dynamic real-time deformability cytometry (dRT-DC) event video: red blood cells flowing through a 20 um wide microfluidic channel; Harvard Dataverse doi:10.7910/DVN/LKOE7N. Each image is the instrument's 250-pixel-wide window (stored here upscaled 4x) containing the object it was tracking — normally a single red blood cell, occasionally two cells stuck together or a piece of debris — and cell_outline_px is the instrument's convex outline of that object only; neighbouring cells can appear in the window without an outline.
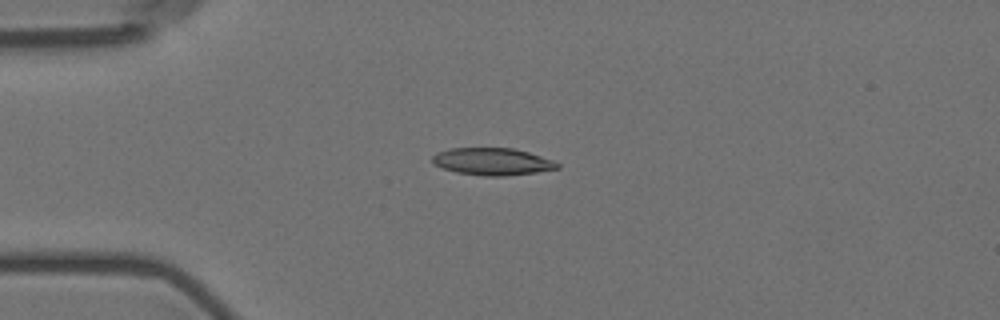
{"species": "Egyptian fruit bat (a non-hibernating species)", "species_latin": "Rousettus aegyptiacus", "temperature_condition": "room temperature", "stored_images_in_passage": 6, "camera_frame_rate_fps": 3000, "um_per_image_px": 0.085, "animal": {"sex": "female"}, "frame": {"image": 1, "passage_image": 3, "time_ms": 2.333, "image_size_px": [1000, 320], "cell_outline_px": [[560, 168], [536, 172], [504, 176], [484, 176], [456, 172], [432, 164], [432, 156], [436, 152], [448, 148], [512, 148], [528, 152], [552, 160], [560, 164]], "centroid_in_image_um": [41.82, 13.73], "position_along_channel_um": 43.2, "area_um2": 19.83}}
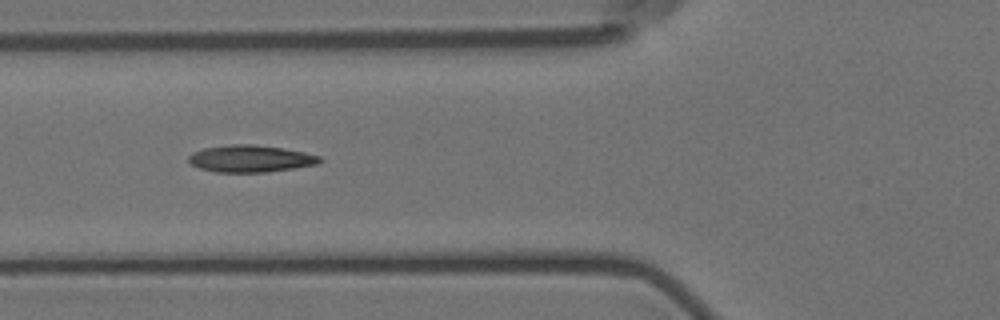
{"frame": {"image": 2, "passage_image": 5, "time_ms": 4.667, "image_size_px": [1000, 320], "cell_outline_px": [[324, 160], [320, 164], [268, 172], [216, 172], [200, 168], [192, 164], [188, 160], [188, 156], [192, 152], [204, 148], [228, 144], [256, 144], [304, 152], [320, 156]], "centroid_in_image_um": [21.31, 13.48], "position_along_channel_um": 104.5, "area_um2": 20.75}}
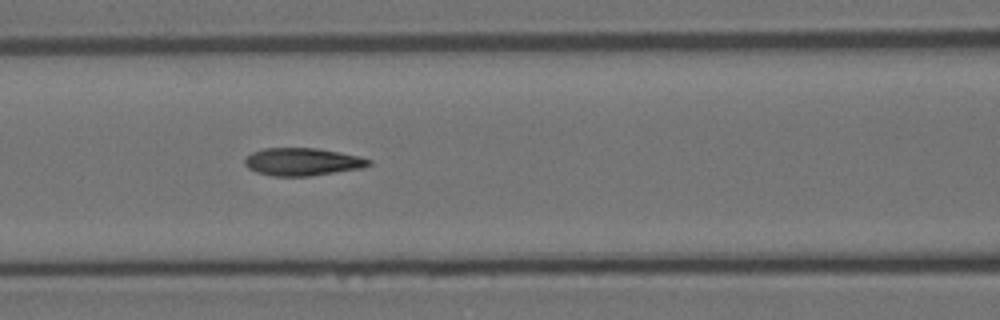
{"frame": {"image": 3, "passage_image": 6, "time_ms": 5.667, "image_size_px": [1000, 320], "cell_outline_px": [[372, 164], [360, 168], [308, 176], [272, 176], [256, 172], [248, 168], [244, 164], [244, 160], [252, 152], [264, 148], [316, 148], [340, 152], [360, 156], [372, 160]], "centroid_in_image_um": [25.7, 13.75], "position_along_channel_um": 140.9, "area_um2": 19.94}}